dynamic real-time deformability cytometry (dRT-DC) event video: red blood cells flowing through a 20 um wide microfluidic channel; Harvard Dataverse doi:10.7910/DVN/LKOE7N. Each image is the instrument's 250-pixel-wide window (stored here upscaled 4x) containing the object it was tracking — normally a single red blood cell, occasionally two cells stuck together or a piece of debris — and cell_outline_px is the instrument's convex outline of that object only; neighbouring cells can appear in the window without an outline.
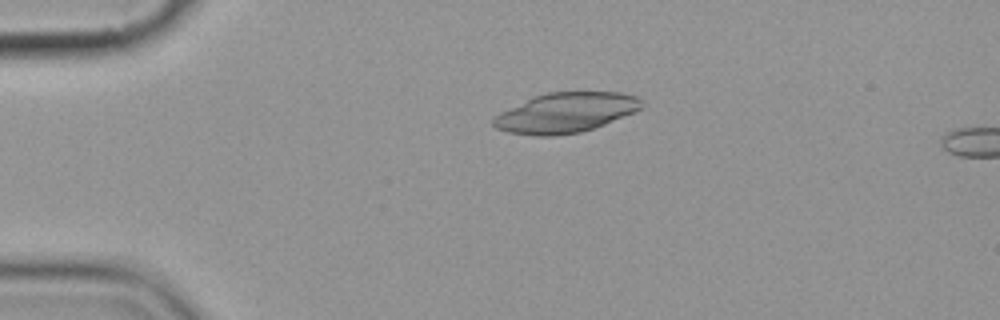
{"species": "common noctule bat (a hibernating species)", "species_latin": "Nyctalus noctula", "temperature_condition": "cold", "stored_images_in_passage": 5, "camera_frame_rate_fps": 3000, "um_per_image_px": 0.085, "animal": {"sex": "female", "body_mass_g": 19.9}, "frame": {"image": 1, "passage_image": 4, "time_ms": 3.667, "image_size_px": [1000, 320], "cell_outline_px": [[644, 108], [636, 112], [596, 128], [580, 132], [556, 136], [532, 136], [508, 132], [496, 128], [492, 124], [492, 116], [532, 96], [548, 92], [620, 92], [636, 96], [644, 100]], "centroid_in_image_um": [48.1, 9.58], "position_along_channel_um": 36.9, "area_um2": 35.14}}